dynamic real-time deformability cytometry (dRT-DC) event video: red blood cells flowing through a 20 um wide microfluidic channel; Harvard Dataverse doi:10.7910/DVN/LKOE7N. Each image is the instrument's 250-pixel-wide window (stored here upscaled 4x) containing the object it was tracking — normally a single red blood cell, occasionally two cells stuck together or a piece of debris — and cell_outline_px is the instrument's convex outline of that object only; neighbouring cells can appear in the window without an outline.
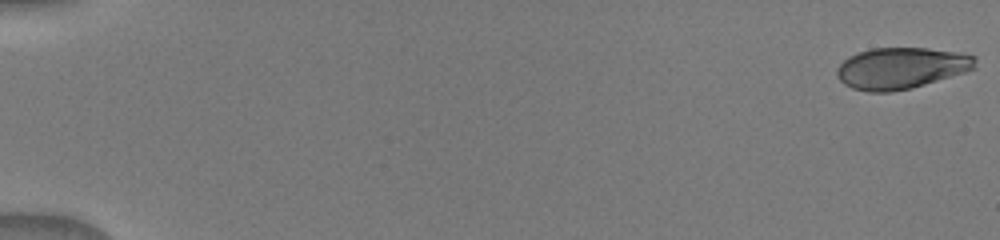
{"species": "human", "species_latin": "Homo sapiens", "temperature_condition": "warm", "stored_images_in_passage": 45, "camera_frame_rate_fps": 3000, "um_per_image_px": 0.085, "donor": {"sex": "male"}, "frame": {"image": 1, "passage_image": 1, "time_ms": 0.0, "image_size_px": [1000, 240], "cell_outline_px": [[976, 68], [964, 72], [912, 88], [892, 92], [868, 92], [852, 88], [844, 84], [840, 80], [836, 72], [836, 68], [848, 56], [872, 48], [928, 48], [976, 56]], "centroid_in_image_um": [76.57, 5.8], "position_along_channel_um": 8.4, "area_um2": 33.18}}
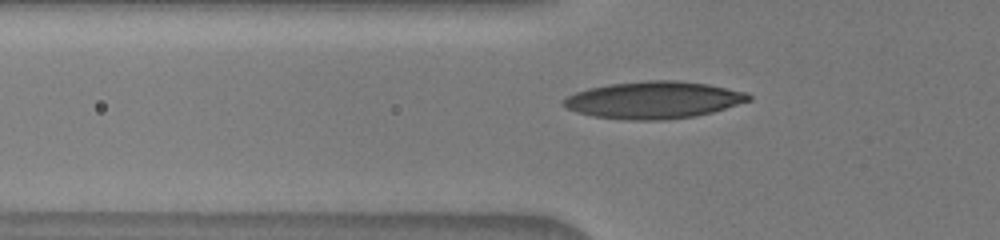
{"frame": {"image": 2, "passage_image": 23, "time_ms": 6.0, "image_size_px": [1000, 240], "cell_outline_px": [[752, 100], [712, 112], [696, 116], [664, 120], [624, 120], [592, 116], [576, 112], [560, 104], [560, 100], [576, 92], [588, 88], [608, 84], [644, 80], [676, 80], [708, 84], [748, 92], [752, 96]], "centroid_in_image_um": [55.55, 8.5], "position_along_channel_um": 70.3, "area_um2": 40.46}}
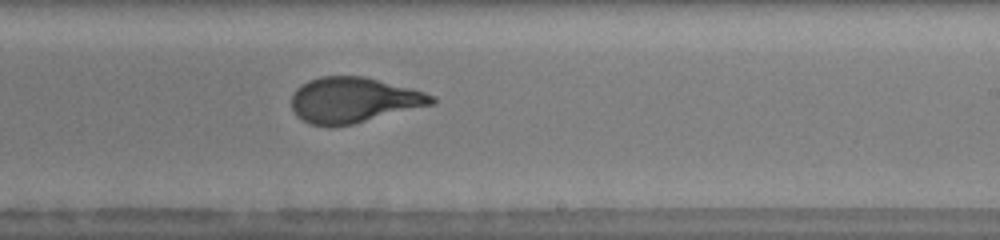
{"frame": {"image": 3, "passage_image": 42, "time_ms": 10.667, "image_size_px": [1000, 240], "cell_outline_px": [[436, 104], [352, 124], [332, 128], [328, 128], [308, 124], [300, 120], [296, 116], [292, 108], [292, 96], [296, 88], [300, 84], [308, 80], [320, 76], [364, 76], [424, 92], [436, 96]], "centroid_in_image_um": [30.02, 8.53], "position_along_channel_um": 259.0, "area_um2": 37.63}}